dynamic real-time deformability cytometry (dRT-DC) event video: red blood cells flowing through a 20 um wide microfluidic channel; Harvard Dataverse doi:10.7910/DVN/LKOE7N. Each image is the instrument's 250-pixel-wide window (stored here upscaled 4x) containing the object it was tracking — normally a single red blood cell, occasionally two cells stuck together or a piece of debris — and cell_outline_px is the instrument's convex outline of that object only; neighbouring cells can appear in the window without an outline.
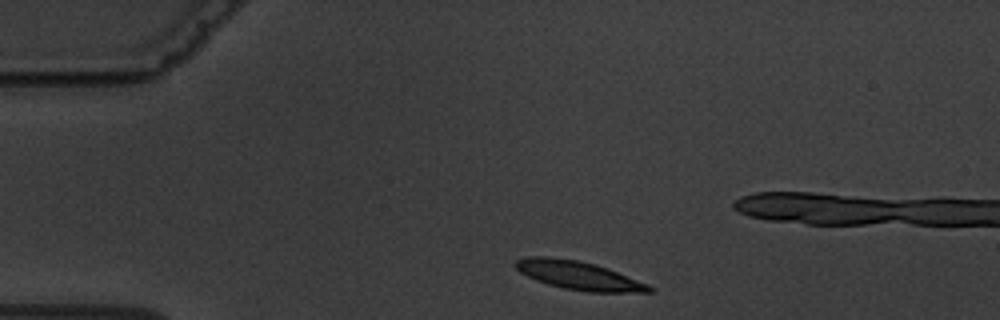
{"species": "common noctule bat (a hibernating species)", "species_latin": "Nyctalus noctula", "temperature_condition": "warm", "stored_images_in_passage": 3, "camera_frame_rate_fps": 3000, "um_per_image_px": 0.085, "animal": {"sex": "male", "body_mass_g": 19.5, "forearm_length_mm": 54.6}, "frame": {"image": 1, "passage_image": 1, "time_ms": 0.0, "image_size_px": [1000, 320], "cell_outline_px": [[656, 288], [652, 292], [588, 292], [564, 288], [548, 284], [536, 280], [520, 272], [512, 264], [516, 260], [528, 256], [548, 256], [576, 260], [596, 264], [608, 268], [648, 284]], "centroid_in_image_um": [49.18, 23.4], "position_along_channel_um": 35.8, "area_um2": 22.25}}